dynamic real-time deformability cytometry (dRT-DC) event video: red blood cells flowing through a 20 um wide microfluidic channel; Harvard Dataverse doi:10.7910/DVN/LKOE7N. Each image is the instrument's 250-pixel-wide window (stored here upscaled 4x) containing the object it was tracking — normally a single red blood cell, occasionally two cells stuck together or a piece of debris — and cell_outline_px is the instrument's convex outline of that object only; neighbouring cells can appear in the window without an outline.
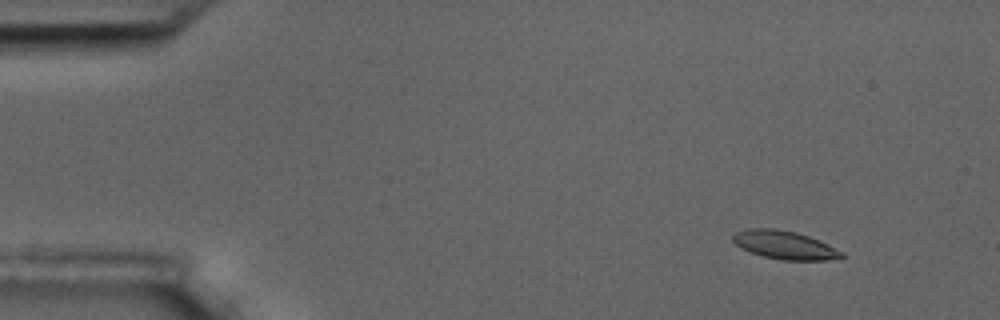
{"species": "common noctule bat (a hibernating species)", "species_latin": "Nyctalus noctula", "temperature_condition": "room temperature", "stored_images_in_passage": 56, "camera_frame_rate_fps": 3000, "um_per_image_px": 0.085, "animal": {"sex": "male", "body_mass_g": 17.5, "forearm_length_mm": 52.3}, "frame": {"image": 1, "passage_image": 6, "time_ms": 1.667, "image_size_px": [1000, 320], "cell_outline_px": [[844, 256], [840, 260], [784, 260], [764, 256], [752, 252], [736, 244], [732, 240], [732, 236], [736, 232], [748, 228], [776, 228], [796, 232], [820, 240], [844, 252]], "centroid_in_image_um": [66.76, 20.82], "position_along_channel_um": 18.2, "area_um2": 17.98}}
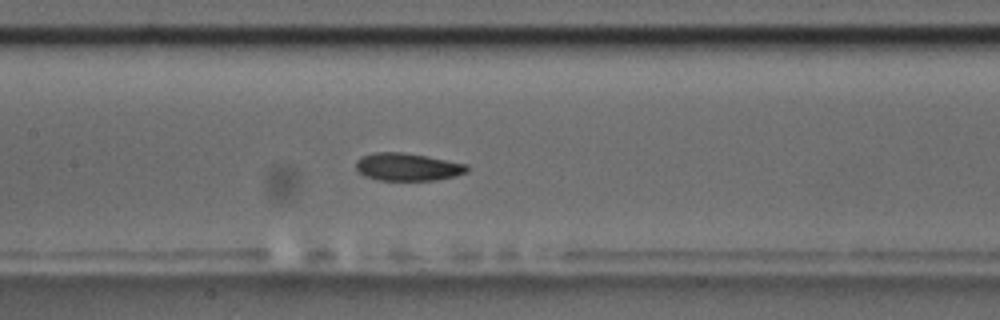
{"frame": {"image": 2, "passage_image": 27, "time_ms": 8.667, "image_size_px": [1000, 320], "cell_outline_px": [[468, 172], [436, 180], [376, 180], [364, 176], [356, 168], [356, 160], [360, 156], [372, 152], [404, 152], [468, 164]], "centroid_in_image_um": [34.6, 14.18], "position_along_channel_um": 172.8, "area_um2": 17.98}}
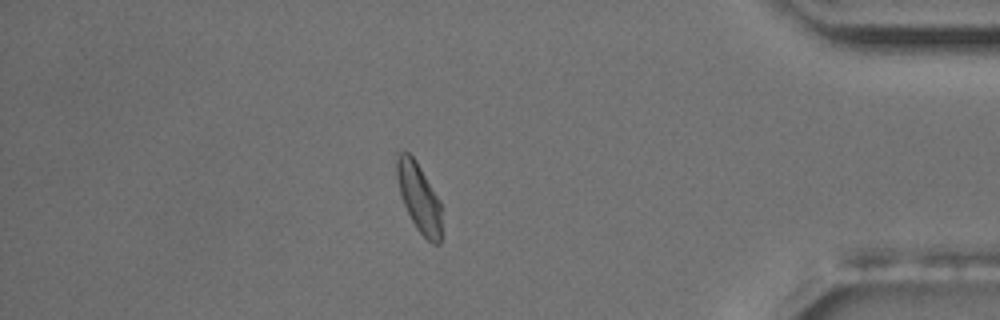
{"frame": {"image": 3, "passage_image": 49, "time_ms": 16.0, "image_size_px": [1000, 320], "cell_outline_px": [[440, 244], [432, 244], [416, 228], [404, 204], [400, 192], [396, 176], [396, 152], [408, 152], [416, 160], [440, 200]], "centroid_in_image_um": [35.59, 16.75], "position_along_channel_um": 399.6, "area_um2": 17.74}, "authors_computed_cell_mechanics": {"area_um2": 18.207, "velocity_mm_per_s": 3.5906, "shape_relaxation_time_tau1_ms": 4.8163, "shape_relaxation_time_tau2_ms": 3.3534, "deformation_change_tau1": 0.1331, "deformation_change_tau2": 0.0802}}